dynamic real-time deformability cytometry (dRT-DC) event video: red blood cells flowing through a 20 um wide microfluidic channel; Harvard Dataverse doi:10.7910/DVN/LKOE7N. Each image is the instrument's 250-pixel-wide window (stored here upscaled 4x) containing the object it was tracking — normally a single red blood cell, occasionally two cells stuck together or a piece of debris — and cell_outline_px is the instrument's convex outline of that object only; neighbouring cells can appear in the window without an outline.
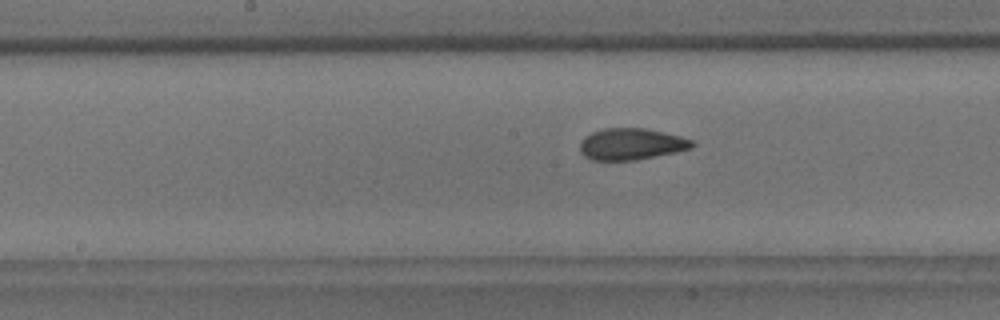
{"species": "common noctule bat (a hibernating species)", "species_latin": "Nyctalus noctula", "temperature_condition": "room temperature", "stored_images_in_passage": 37, "camera_frame_rate_fps": 3000, "um_per_image_px": 0.085, "animal": {"sex": "male", "body_mass_g": 18.8}, "frame": {"image": 1, "passage_image": 14, "time_ms": 4.333, "image_size_px": [1000, 320], "cell_outline_px": [[696, 144], [692, 148], [676, 152], [636, 160], [592, 160], [584, 156], [580, 152], [580, 144], [584, 136], [592, 132], [604, 128], [644, 128], [664, 132], [680, 136], [692, 140]], "centroid_in_image_um": [53.66, 12.24], "position_along_channel_um": 194.5, "area_um2": 20.69}}
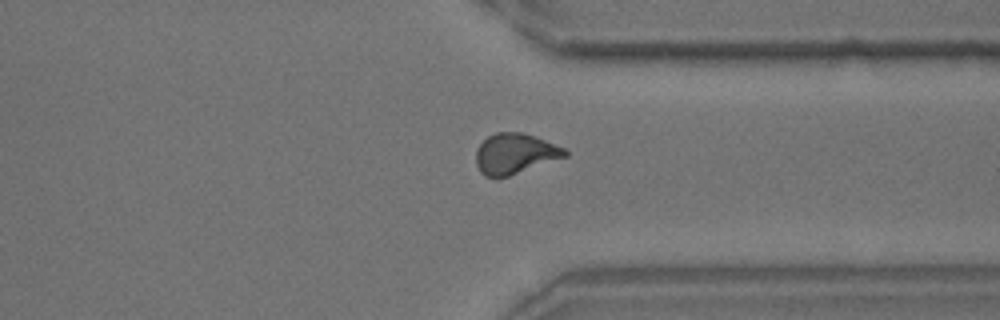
{"frame": {"image": 2, "passage_image": 28, "time_ms": 9.0, "image_size_px": [1000, 320], "cell_outline_px": [[568, 156], [508, 176], [484, 176], [480, 172], [476, 164], [476, 148], [488, 136], [496, 132], [520, 132], [536, 136], [564, 148], [568, 152]], "centroid_in_image_um": [43.77, 13.05], "position_along_channel_um": 367.6, "area_um2": 20.87}}
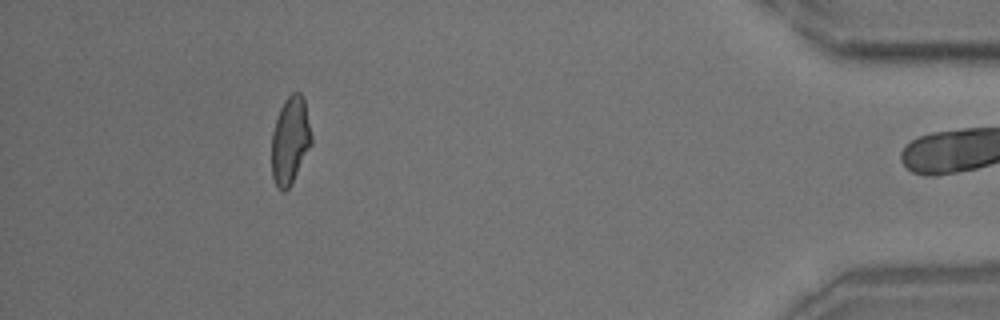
{"frame": {"image": 3, "passage_image": 36, "time_ms": 11.667, "image_size_px": [1000, 320], "cell_outline_px": [[312, 144], [288, 188], [284, 192], [280, 192], [272, 176], [272, 132], [280, 108], [284, 100], [292, 92], [300, 92], [304, 100], [312, 136]], "centroid_in_image_um": [24.66, 11.92], "position_along_channel_um": 410.5, "area_um2": 20.06}, "authors_computed_cell_mechanics": {"area_um2": 20.6924, "velocity_mm_per_s": 3.7215, "shape_relaxation_time_tau1_ms": 6.7614, "shape_relaxation_time_tau2_ms": 1.4662, "deformation_change_tau1": 0.1518, "deformation_change_tau2": 0.0687}}